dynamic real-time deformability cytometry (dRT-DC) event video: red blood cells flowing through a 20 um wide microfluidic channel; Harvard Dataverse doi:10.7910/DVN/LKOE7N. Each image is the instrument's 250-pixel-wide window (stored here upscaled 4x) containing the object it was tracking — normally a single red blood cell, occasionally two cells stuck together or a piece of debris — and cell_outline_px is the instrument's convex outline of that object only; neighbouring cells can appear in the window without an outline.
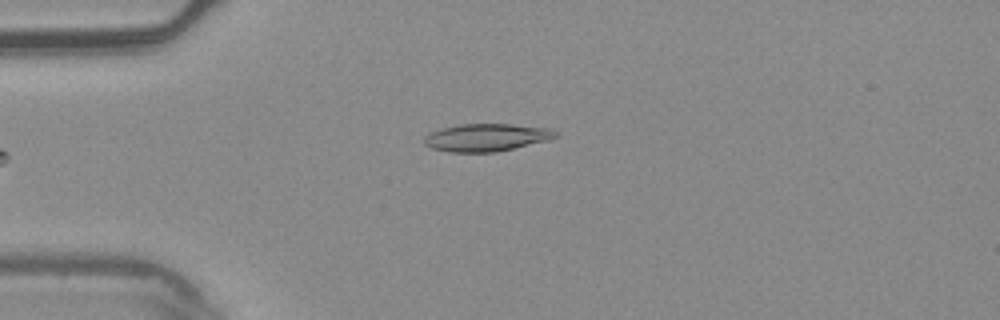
{"species": "common noctule bat (a hibernating species)", "species_latin": "Nyctalus noctula", "temperature_condition": "warm", "stored_images_in_passage": 4, "camera_frame_rate_fps": 3000, "um_per_image_px": 0.085, "animal": {"sex": "male", "body_mass_g": 20.4}, "frame": {"image": 1, "passage_image": 4, "time_ms": 1.0, "image_size_px": [1000, 320], "cell_outline_px": [[556, 136], [548, 140], [496, 152], [448, 152], [432, 148], [424, 144], [424, 136], [428, 132], [440, 128], [460, 124], [512, 124], [552, 128], [556, 132]], "centroid_in_image_um": [41.3, 11.67], "position_along_channel_um": 43.7, "area_um2": 21.21}}